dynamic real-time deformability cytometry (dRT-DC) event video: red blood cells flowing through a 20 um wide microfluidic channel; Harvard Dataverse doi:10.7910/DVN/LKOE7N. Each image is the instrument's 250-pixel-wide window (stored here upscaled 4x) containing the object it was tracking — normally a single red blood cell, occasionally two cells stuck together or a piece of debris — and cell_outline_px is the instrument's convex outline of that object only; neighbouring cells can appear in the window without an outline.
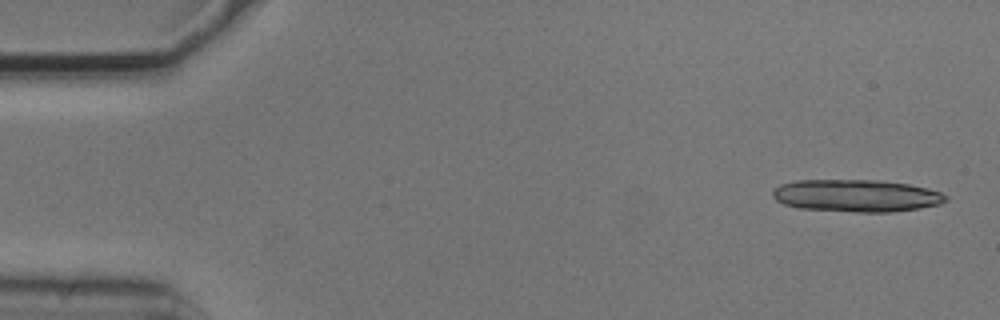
{"species": "common noctule bat (a hibernating species)", "species_latin": "Nyctalus noctula", "temperature_condition": "cold", "stored_images_in_passage": 8, "camera_frame_rate_fps": 3000, "um_per_image_px": 0.085, "animal": {"sex": "male", "body_mass_g": 20.5, "forearm_length_mm": 52.5}, "frame": {"image": 1, "passage_image": 1, "time_ms": 0.0, "image_size_px": [1000, 320], "cell_outline_px": [[948, 200], [940, 204], [920, 208], [892, 212], [852, 212], [800, 208], [784, 204], [776, 200], [772, 196], [772, 188], [780, 184], [796, 180], [880, 180], [908, 184], [928, 188], [940, 192], [948, 196]], "centroid_in_image_um": [72.78, 16.63], "position_along_channel_um": 12.2, "area_um2": 32.89}}
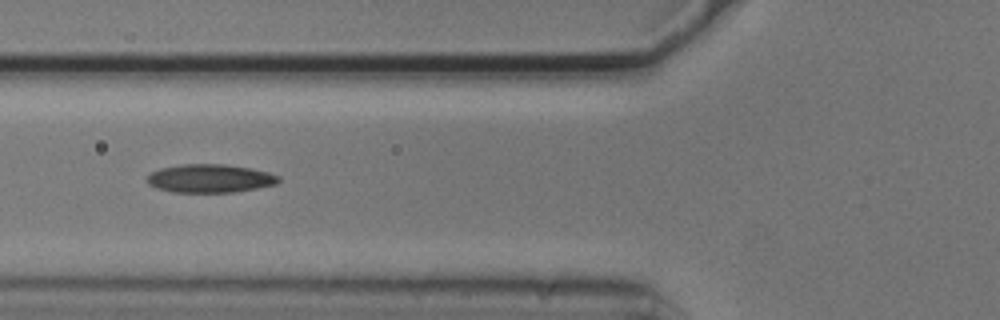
{"frame": {"image": 2, "passage_image": 6, "time_ms": 1.667, "image_size_px": [1000, 320], "cell_outline_px": [[280, 180], [276, 184], [256, 188], [232, 192], [172, 192], [156, 188], [148, 184], [148, 176], [152, 172], [160, 168], [180, 164], [224, 164], [252, 168], [268, 172], [280, 176]], "centroid_in_image_um": [17.85, 15.16], "position_along_channel_um": 107.9, "area_um2": 21.73}}
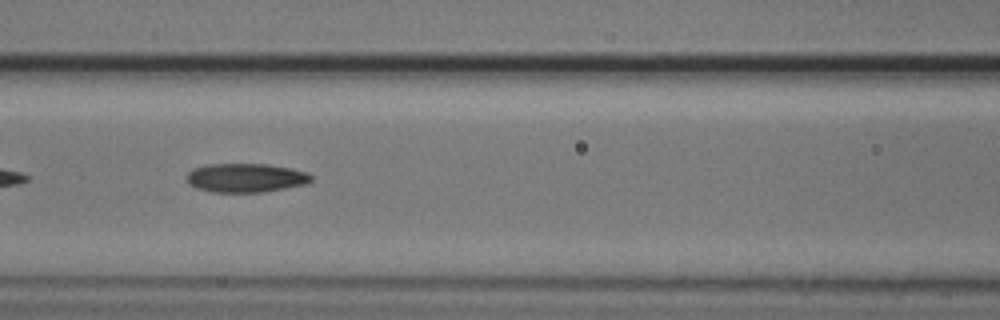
{"frame": {"image": 3, "passage_image": 7, "time_ms": 2.0, "image_size_px": [1000, 320], "cell_outline_px": [[312, 180], [308, 184], [264, 192], [212, 192], [196, 188], [188, 184], [188, 172], [192, 168], [208, 164], [268, 164], [308, 172], [312, 176]], "centroid_in_image_um": [20.9, 15.12], "position_along_channel_um": 145.7, "area_um2": 21.1}}